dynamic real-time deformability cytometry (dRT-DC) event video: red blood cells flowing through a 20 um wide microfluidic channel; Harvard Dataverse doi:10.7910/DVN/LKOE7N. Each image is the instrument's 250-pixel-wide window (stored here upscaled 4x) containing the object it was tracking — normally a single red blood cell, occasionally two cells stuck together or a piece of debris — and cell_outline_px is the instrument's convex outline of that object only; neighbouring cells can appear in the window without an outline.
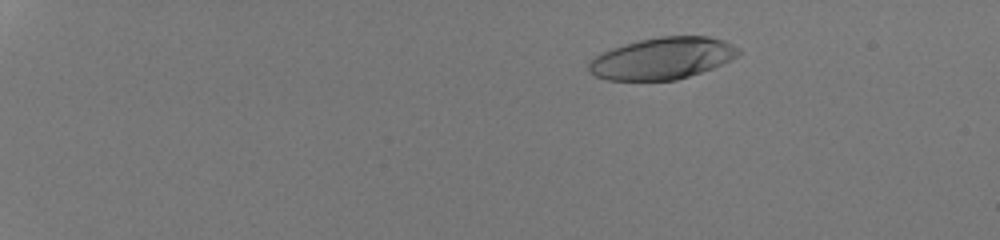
{"species": "human", "species_latin": "Homo sapiens", "temperature_condition": "room temperature", "stored_images_in_passage": 54, "camera_frame_rate_fps": 3000, "um_per_image_px": 0.085, "donor": {"sex": "male"}, "frame": {"image": 1, "passage_image": 11, "time_ms": 3.333, "image_size_px": [1000, 240], "cell_outline_px": [[740, 52], [736, 56], [712, 68], [676, 80], [608, 80], [596, 76], [588, 72], [588, 64], [600, 52], [624, 44], [640, 40], [660, 36], [708, 36], [724, 40], [740, 48]], "centroid_in_image_um": [56.27, 4.95], "position_along_channel_um": 28.7, "area_um2": 36.24}}
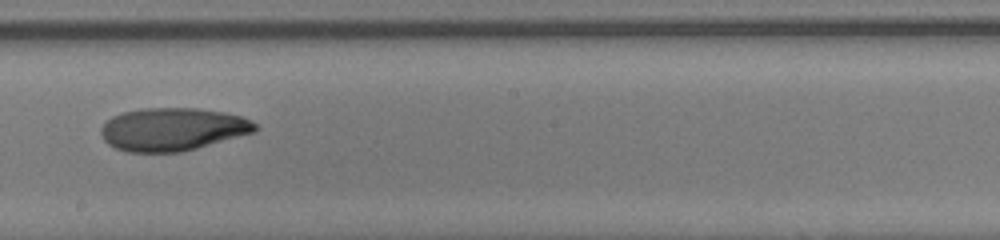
{"frame": {"image": 2, "passage_image": 36, "time_ms": 11.667, "image_size_px": [1000, 240], "cell_outline_px": [[260, 128], [256, 132], [196, 148], [180, 152], [128, 152], [116, 148], [108, 144], [104, 140], [100, 132], [100, 128], [112, 116], [124, 112], [144, 108], [196, 108], [224, 112], [240, 116], [252, 120]], "centroid_in_image_um": [14.69, 10.99], "position_along_channel_um": 233.5, "area_um2": 38.61}}
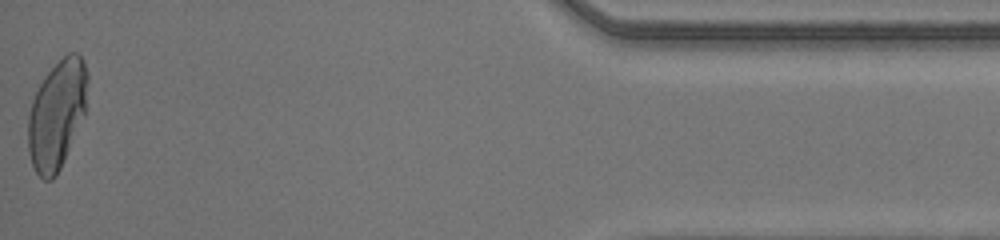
{"frame": {"image": 3, "passage_image": 54, "time_ms": 17.667, "image_size_px": [1000, 240], "cell_outline_px": [[88, 80], [84, 112], [60, 168], [56, 176], [52, 180], [44, 180], [36, 172], [32, 164], [28, 152], [28, 116], [32, 100], [44, 76], [68, 52], [76, 52], [84, 60], [88, 72]], "centroid_in_image_um": [4.82, 9.71], "position_along_channel_um": 430.4, "area_um2": 37.17}}